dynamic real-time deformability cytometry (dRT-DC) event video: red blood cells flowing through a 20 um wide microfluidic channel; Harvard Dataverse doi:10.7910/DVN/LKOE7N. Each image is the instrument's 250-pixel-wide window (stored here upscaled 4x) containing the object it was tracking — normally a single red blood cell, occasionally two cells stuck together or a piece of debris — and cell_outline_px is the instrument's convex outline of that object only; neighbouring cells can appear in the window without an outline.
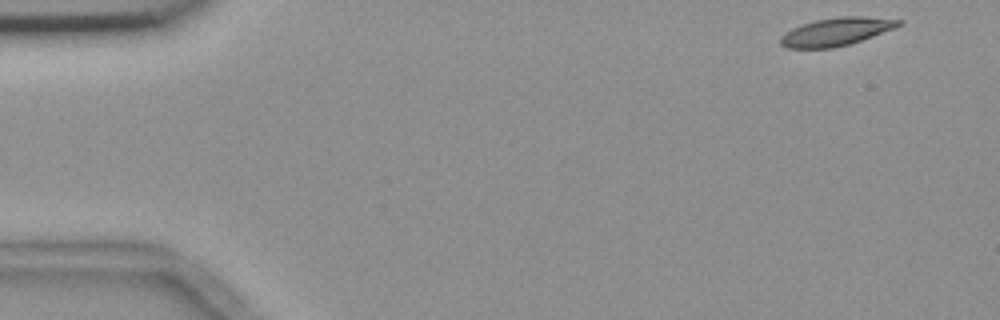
{"species": "common noctule bat (a hibernating species)", "species_latin": "Nyctalus noctula", "temperature_condition": "room temperature", "stored_images_in_passage": 11, "camera_frame_rate_fps": 3000, "um_per_image_px": 0.085, "animal": {"sex": "female", "body_mass_g": 18.4}, "frame": {"image": 1, "passage_image": 1, "time_ms": 0.0, "image_size_px": [1000, 320], "cell_outline_px": [[904, 24], [896, 28], [848, 44], [832, 48], [784, 48], [780, 44], [780, 36], [792, 28], [816, 20], [840, 16], [864, 16], [904, 20]], "centroid_in_image_um": [71.1, 2.69], "position_along_channel_um": 13.9, "area_um2": 19.25}}